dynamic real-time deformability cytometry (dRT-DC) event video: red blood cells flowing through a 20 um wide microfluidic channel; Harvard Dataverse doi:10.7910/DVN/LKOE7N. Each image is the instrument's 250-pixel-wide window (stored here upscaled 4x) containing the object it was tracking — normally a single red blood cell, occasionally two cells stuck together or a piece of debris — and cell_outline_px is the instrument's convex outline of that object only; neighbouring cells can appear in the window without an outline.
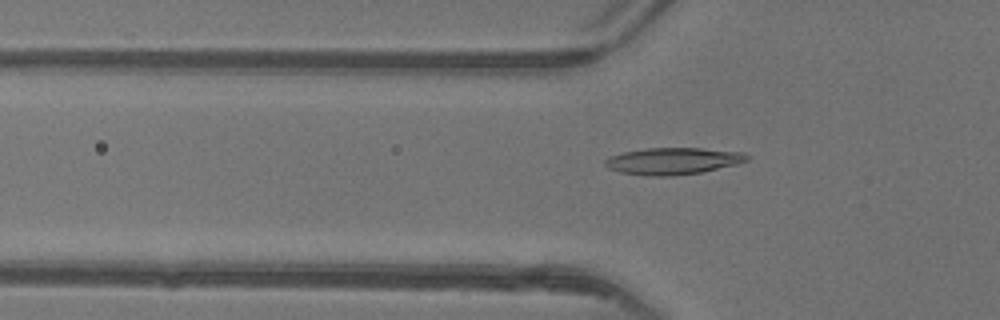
{"species": "common noctule bat (a hibernating species)", "species_latin": "Nyctalus noctula", "temperature_condition": "warm", "stored_images_in_passage": 51, "camera_frame_rate_fps": 3000, "um_per_image_px": 0.085, "animal": {"sex": "female"}, "frame": {"image": 1, "passage_image": 18, "time_ms": 5.667, "image_size_px": [1000, 320], "cell_outline_px": [[748, 160], [736, 164], [700, 172], [668, 176], [648, 176], [620, 172], [608, 168], [604, 164], [604, 160], [612, 156], [624, 152], [644, 148], [700, 148], [744, 152], [748, 156]], "centroid_in_image_um": [57.18, 13.68], "position_along_channel_um": 68.6, "area_um2": 21.96}}
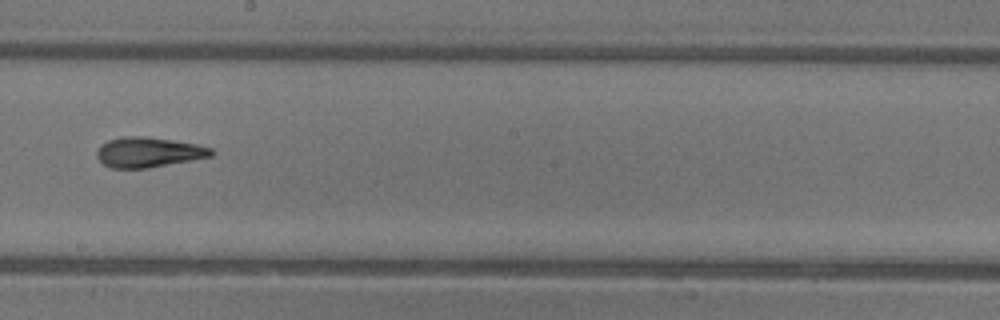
{"frame": {"image": 2, "passage_image": 30, "time_ms": 9.667, "image_size_px": [1000, 320], "cell_outline_px": [[216, 152], [212, 156], [148, 168], [112, 168], [104, 164], [96, 156], [96, 152], [100, 144], [108, 140], [124, 136], [144, 136], [172, 140], [196, 144], [212, 148]], "centroid_in_image_um": [12.61, 12.93], "position_along_channel_um": 235.6, "area_um2": 20.06}}
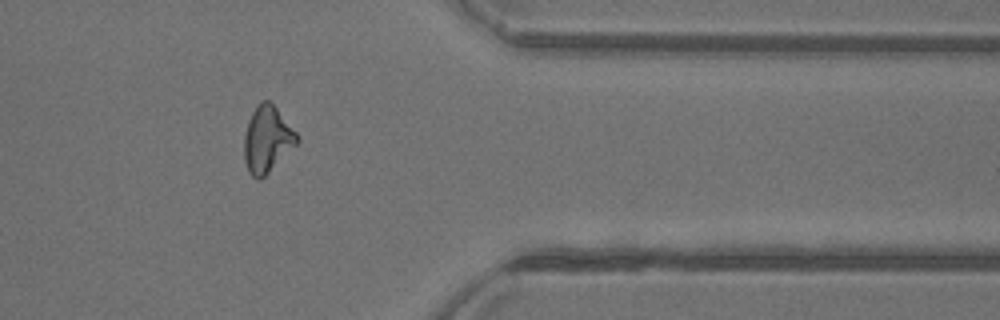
{"frame": {"image": 3, "passage_image": 42, "time_ms": 13.667, "image_size_px": [1000, 320], "cell_outline_px": [[300, 140], [260, 180], [256, 180], [248, 172], [244, 160], [244, 136], [248, 120], [252, 112], [264, 100], [268, 100], [276, 108], [296, 132]], "centroid_in_image_um": [22.68, 11.87], "position_along_channel_um": 388.7, "area_um2": 20.0}, "authors_computed_cell_mechanics": {"area_um2": 20.0566, "velocity_mm_per_s": 4.1824, "shape_relaxation_time_tau1_ms": 5.8295, "shape_relaxation_time_tau2_ms": 2.2863, "deformation_change_tau1": 0.2048, "deformation_change_tau2": 0.1137}}